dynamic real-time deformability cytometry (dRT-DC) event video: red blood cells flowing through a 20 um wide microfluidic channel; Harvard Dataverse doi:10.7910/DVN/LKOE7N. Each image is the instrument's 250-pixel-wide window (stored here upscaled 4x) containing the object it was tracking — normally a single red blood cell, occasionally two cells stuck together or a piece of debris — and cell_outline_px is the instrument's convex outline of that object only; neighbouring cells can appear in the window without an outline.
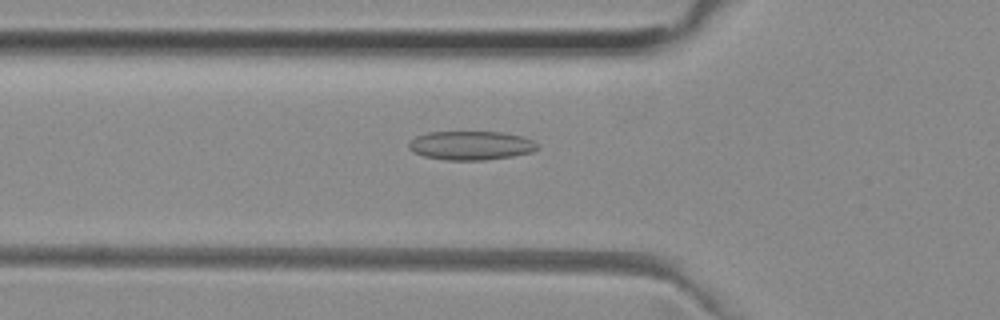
{"species": "common noctule bat (a hibernating species)", "species_latin": "Nyctalus noctula", "temperature_condition": "room temperature", "stored_images_in_passage": 52, "camera_frame_rate_fps": 3000, "um_per_image_px": 0.085, "animal": {"sex": "female", "body_mass_g": 29.2, "forearm_length_mm": 56.3}, "frame": {"image": 1, "passage_image": 18, "time_ms": 5.667, "image_size_px": [1000, 320], "cell_outline_px": [[540, 148], [532, 152], [512, 156], [484, 160], [444, 160], [424, 156], [412, 152], [408, 148], [408, 144], [416, 136], [428, 132], [504, 132], [524, 136], [540, 144]], "centroid_in_image_um": [40.06, 12.36], "position_along_channel_um": 85.7, "area_um2": 21.91}}
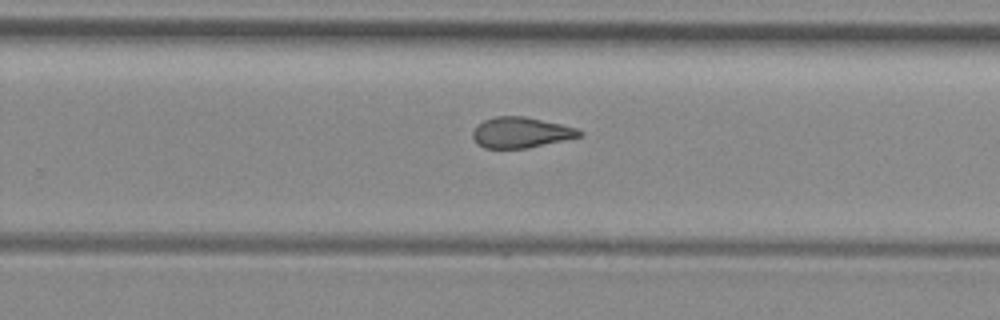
{"frame": {"image": 2, "passage_image": 33, "time_ms": 10.667, "image_size_px": [1000, 320], "cell_outline_px": [[584, 132], [580, 136], [528, 148], [484, 148], [476, 144], [472, 136], [472, 132], [476, 124], [484, 120], [496, 116], [524, 116], [560, 124], [576, 128]], "centroid_in_image_um": [44.21, 11.26], "position_along_channel_um": 285.6, "area_um2": 19.02}}
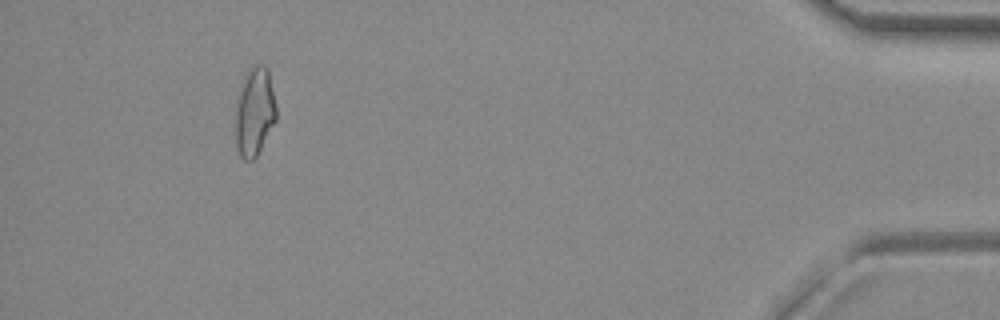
{"frame": {"image": 3, "passage_image": 48, "time_ms": 15.667, "image_size_px": [1000, 320], "cell_outline_px": [[276, 120], [256, 156], [252, 160], [244, 160], [240, 156], [236, 144], [236, 100], [244, 76], [252, 64], [264, 64], [268, 68], [276, 108]], "centroid_in_image_um": [21.63, 9.46], "position_along_channel_um": 413.6, "area_um2": 20.98}, "authors_computed_cell_mechanics": {"area_um2": 20.4323, "velocity_mm_per_s": 3.999, "shape_relaxation_time_tau1_ms": null, "shape_relaxation_time_tau2_ms": 2.5956, "deformation_change_tau1": null, "deformation_change_tau2": 0.0988}}